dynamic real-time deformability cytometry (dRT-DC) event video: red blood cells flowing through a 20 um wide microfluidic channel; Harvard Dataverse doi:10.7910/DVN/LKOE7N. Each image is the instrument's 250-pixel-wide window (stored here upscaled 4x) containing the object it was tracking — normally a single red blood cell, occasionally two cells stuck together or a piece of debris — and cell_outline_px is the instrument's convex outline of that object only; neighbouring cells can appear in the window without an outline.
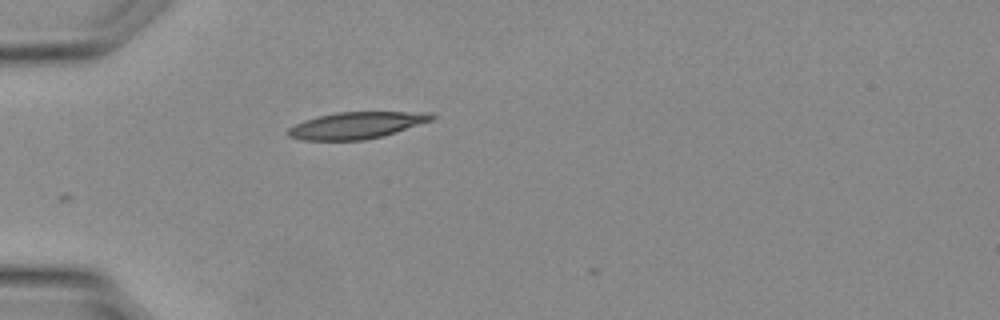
{"species": "Egyptian fruit bat (a non-hibernating species)", "species_latin": "Rousettus aegyptiacus", "temperature_condition": "warm", "stored_images_in_passage": 5, "camera_frame_rate_fps": 3000, "um_per_image_px": 0.085, "animal": {"sex": "female"}, "frame": {"image": 1, "passage_image": 1, "time_ms": 0.0, "image_size_px": [1000, 320], "cell_outline_px": [[436, 116], [432, 120], [380, 136], [364, 140], [300, 140], [288, 136], [288, 128], [304, 120], [316, 116], [336, 112], [432, 112]], "centroid_in_image_um": [30.26, 10.64], "position_along_channel_um": 54.7, "area_um2": 22.14}}
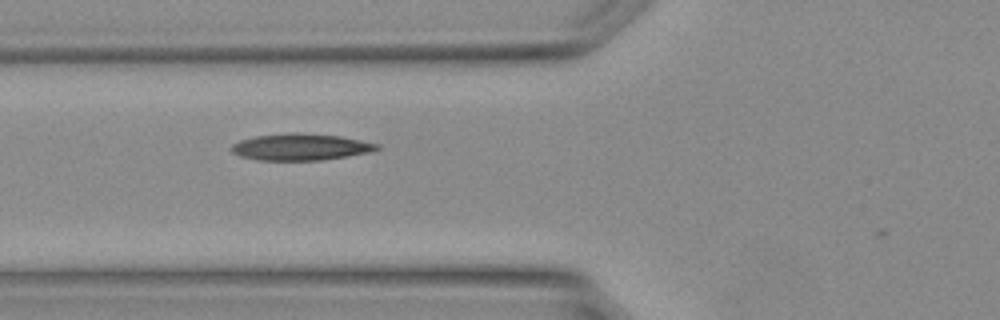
{"frame": {"image": 2, "passage_image": 4, "time_ms": 1.0, "image_size_px": [1000, 320], "cell_outline_px": [[380, 148], [368, 152], [348, 156], [324, 160], [256, 160], [240, 156], [232, 152], [228, 148], [232, 144], [240, 140], [256, 136], [292, 132], [300, 132], [340, 136], [380, 144]], "centroid_in_image_um": [25.52, 12.49], "position_along_channel_um": 100.3, "area_um2": 22.72}}